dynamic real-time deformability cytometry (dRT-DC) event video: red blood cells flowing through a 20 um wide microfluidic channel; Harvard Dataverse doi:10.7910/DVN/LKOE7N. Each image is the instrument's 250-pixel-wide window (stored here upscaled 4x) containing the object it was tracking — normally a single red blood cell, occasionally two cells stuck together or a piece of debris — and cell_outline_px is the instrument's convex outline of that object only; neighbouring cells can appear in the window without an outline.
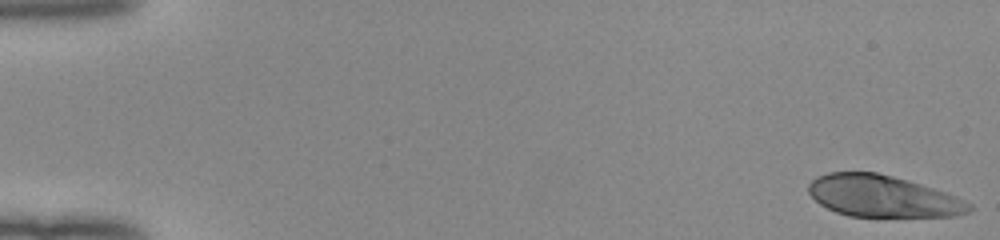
{"species": "human", "species_latin": "Homo sapiens", "temperature_condition": "room temperature", "stored_images_in_passage": 51, "camera_frame_rate_fps": 3000, "um_per_image_px": 0.085, "donor": {"sex": "female"}, "frame": {"image": 1, "passage_image": 1, "time_ms": 0.0, "image_size_px": [1000, 240], "cell_outline_px": [[972, 208], [968, 212], [956, 216], [848, 216], [836, 212], [820, 204], [808, 192], [808, 184], [816, 176], [828, 172], [876, 172], [908, 180], [956, 196], [972, 204]], "centroid_in_image_um": [75.01, 16.67], "position_along_channel_um": 10.0, "area_um2": 38.78}}
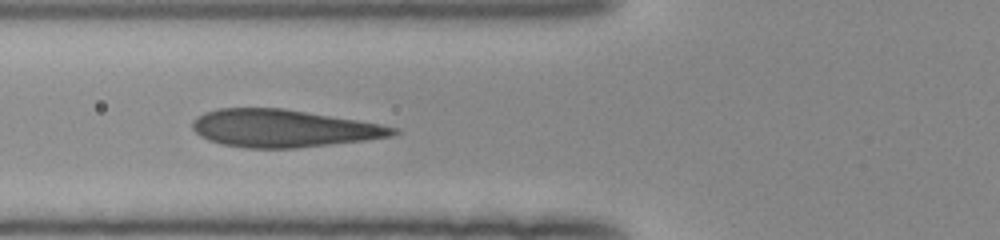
{"frame": {"image": 2, "passage_image": 20, "time_ms": 6.333, "image_size_px": [1000, 240], "cell_outline_px": [[400, 132], [392, 136], [364, 140], [296, 148], [248, 148], [224, 144], [208, 140], [200, 136], [192, 128], [192, 120], [196, 116], [204, 112], [220, 108], [284, 108], [380, 124], [400, 128]], "centroid_in_image_um": [24.06, 10.9], "position_along_channel_um": 101.7, "area_um2": 43.75}}
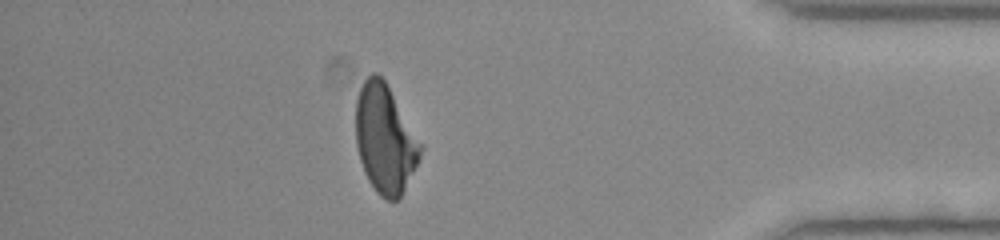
{"frame": {"image": 3, "passage_image": 45, "time_ms": 14.667, "image_size_px": [1000, 240], "cell_outline_px": [[424, 148], [400, 196], [396, 200], [388, 200], [380, 196], [376, 192], [368, 180], [364, 172], [360, 160], [356, 144], [356, 100], [360, 88], [364, 80], [372, 72], [376, 72], [384, 80], [424, 144]], "centroid_in_image_um": [32.73, 11.79], "position_along_channel_um": 402.5, "area_um2": 40.81}, "authors_computed_cell_mechanics": {"area_um2": 43.2344, "velocity_mm_per_s": 4.021, "shape_relaxation_time_tau1_ms": 5.2741, "shape_relaxation_time_tau2_ms": 0.7536, "deformation_change_tau1": 0.2011, "deformation_change_tau2": 0.0667}}